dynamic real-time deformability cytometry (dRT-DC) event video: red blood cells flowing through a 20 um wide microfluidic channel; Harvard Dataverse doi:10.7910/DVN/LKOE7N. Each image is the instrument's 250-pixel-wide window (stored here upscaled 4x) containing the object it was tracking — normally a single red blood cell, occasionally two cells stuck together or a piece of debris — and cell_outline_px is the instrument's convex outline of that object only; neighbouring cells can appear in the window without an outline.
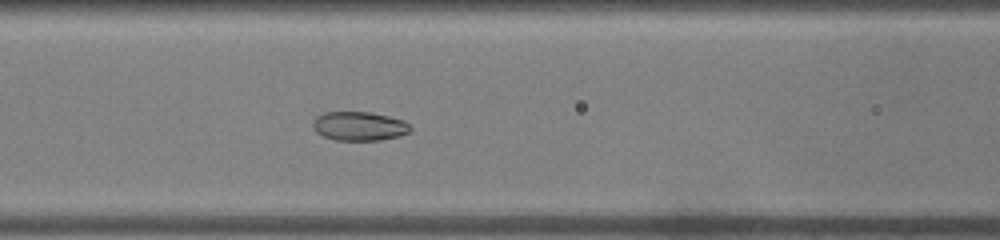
{"species": "common noctule bat (a hibernating species)", "species_latin": "Nyctalus noctula", "temperature_condition": "warm", "stored_images_in_passage": 43, "camera_frame_rate_fps": 3000, "um_per_image_px": 0.085, "animal": {"sex": "male", "body_mass_g": 19.0, "forearm_length_mm": 50.8}, "frame": {"image": 1, "passage_image": 13, "time_ms": 4.0, "image_size_px": [1000, 240], "cell_outline_px": [[412, 128], [408, 132], [400, 136], [380, 140], [336, 140], [324, 136], [316, 132], [312, 128], [312, 120], [316, 116], [324, 112], [368, 112], [388, 116], [404, 120]], "centroid_in_image_um": [30.5, 10.72], "position_along_channel_um": 136.1, "area_um2": 16.53}}
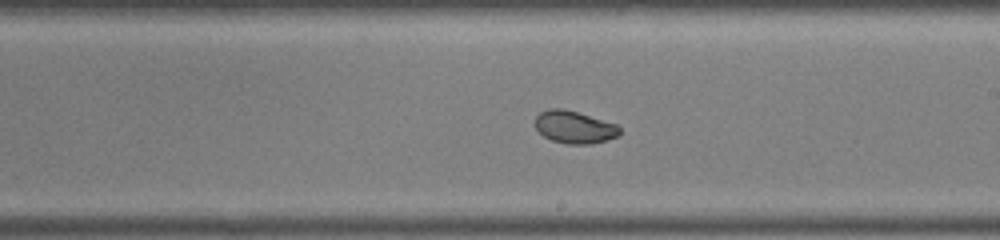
{"frame": {"image": 2, "passage_image": 21, "time_ms": 6.667, "image_size_px": [1000, 240], "cell_outline_px": [[620, 132], [616, 136], [592, 144], [568, 144], [552, 140], [544, 136], [536, 128], [536, 116], [540, 112], [548, 108], [560, 108], [576, 112], [616, 124], [620, 128]], "centroid_in_image_um": [48.79, 10.8], "position_along_channel_um": 240.2, "area_um2": 15.66}}
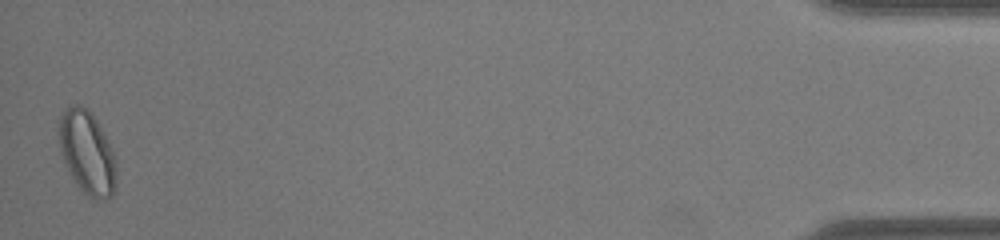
{"frame": {"image": 3, "passage_image": 42, "time_ms": 13.667, "image_size_px": [1000, 240], "cell_outline_px": [[116, 184], [112, 196], [108, 200], [104, 200], [88, 196], [80, 188], [72, 176], [64, 160], [60, 148], [56, 132], [64, 108], [72, 104], [80, 104], [88, 108], [104, 132], [112, 152], [116, 164]], "centroid_in_image_um": [7.39, 12.93], "position_along_channel_um": 427.8, "area_um2": 27.86}}